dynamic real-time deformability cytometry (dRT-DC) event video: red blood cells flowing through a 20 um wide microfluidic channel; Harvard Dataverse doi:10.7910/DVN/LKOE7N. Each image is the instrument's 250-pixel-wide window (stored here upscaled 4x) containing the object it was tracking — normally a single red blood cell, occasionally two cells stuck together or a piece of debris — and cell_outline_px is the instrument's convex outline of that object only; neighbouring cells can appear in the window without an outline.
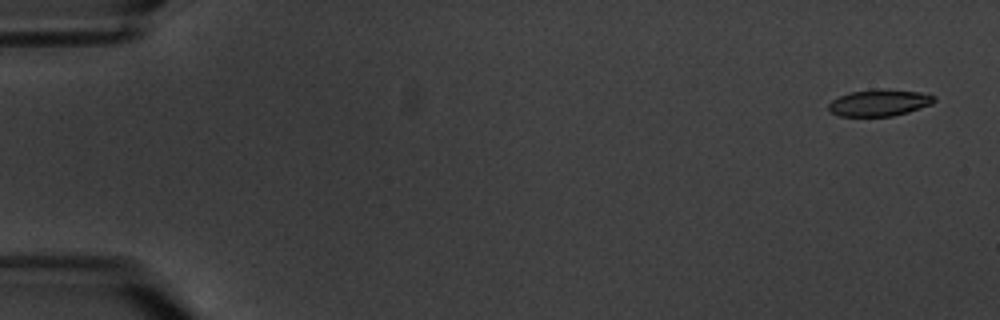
{"species": "common noctule bat (a hibernating species)", "species_latin": "Nyctalus noctula", "temperature_condition": "warm", "stored_images_in_passage": 8, "camera_frame_rate_fps": 3000, "um_per_image_px": 0.085, "animal": {"sex": "male", "body_mass_g": 20.1, "forearm_length_mm": 53.5}, "frame": {"image": 1, "passage_image": 1, "time_ms": 0.0, "image_size_px": [1000, 320], "cell_outline_px": [[936, 100], [932, 104], [908, 112], [892, 116], [840, 116], [832, 112], [828, 108], [828, 104], [832, 100], [848, 92], [920, 92], [936, 96]], "centroid_in_image_um": [74.74, 8.79], "position_along_channel_um": 10.3, "area_um2": 15.43}}